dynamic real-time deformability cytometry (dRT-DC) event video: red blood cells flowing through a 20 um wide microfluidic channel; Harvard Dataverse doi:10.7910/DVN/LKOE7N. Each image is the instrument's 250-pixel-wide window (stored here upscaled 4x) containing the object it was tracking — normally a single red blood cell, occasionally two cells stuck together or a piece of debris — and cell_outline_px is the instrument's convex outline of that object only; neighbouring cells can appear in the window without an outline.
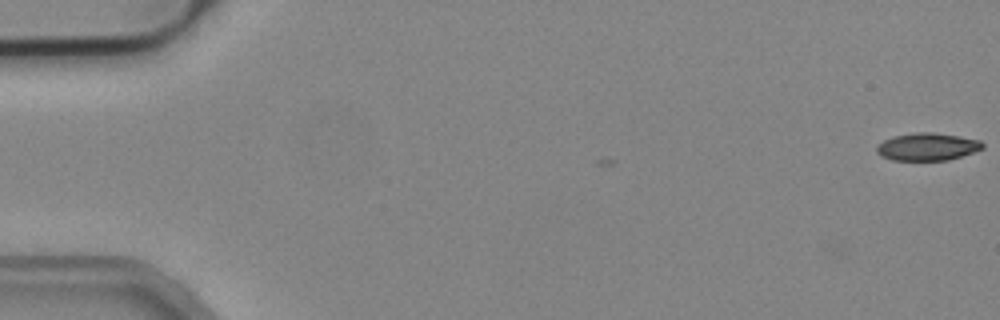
{"species": "common noctule bat (a hibernating species)", "species_latin": "Nyctalus noctula", "temperature_condition": "cold", "stored_images_in_passage": 54, "camera_frame_rate_fps": 3000, "um_per_image_px": 0.085, "animal": {"sex": "male", "body_mass_g": 19.2, "forearm_length_mm": 51.8}, "frame": {"image": 1, "passage_image": 1, "time_ms": 0.0, "image_size_px": [1000, 320], "cell_outline_px": [[984, 148], [948, 160], [892, 160], [880, 156], [876, 152], [876, 144], [892, 136], [912, 132], [932, 132], [960, 136], [980, 140], [984, 144]], "centroid_in_image_um": [78.78, 12.46], "position_along_channel_um": 6.2, "area_um2": 17.17}}
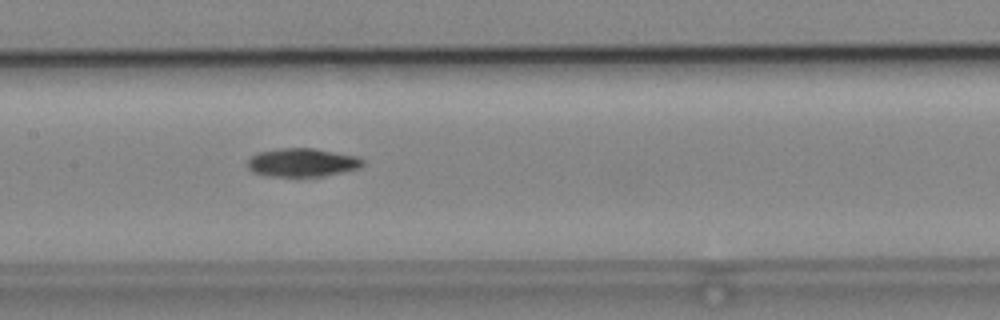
{"frame": {"image": 2, "passage_image": 27, "time_ms": 8.667, "image_size_px": [1000, 320], "cell_outline_px": [[364, 164], [360, 168], [320, 176], [268, 176], [252, 172], [248, 168], [248, 160], [252, 156], [260, 152], [280, 148], [312, 148], [356, 156], [364, 160]], "centroid_in_image_um": [25.68, 13.81], "position_along_channel_um": 181.7, "area_um2": 18.84}}
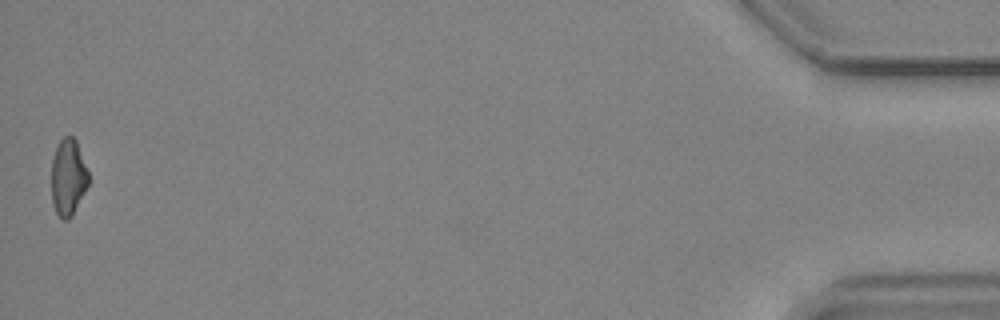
{"frame": {"image": 3, "passage_image": 54, "time_ms": 17.667, "image_size_px": [1000, 320], "cell_outline_px": [[88, 184], [72, 216], [68, 220], [64, 220], [56, 212], [52, 204], [52, 160], [56, 148], [60, 140], [64, 136], [72, 136], [76, 140], [88, 172]], "centroid_in_image_um": [5.78, 15.07], "position_along_channel_um": 429.4, "area_um2": 16.3}, "authors_computed_cell_mechanics": {"area_um2": 18.0336, "velocity_mm_per_s": 3.8339, "shape_relaxation_time_tau1_ms": 6.8013, "shape_relaxation_time_tau2_ms": null, "deformation_change_tau1": 0.1447, "deformation_change_tau2": null}}